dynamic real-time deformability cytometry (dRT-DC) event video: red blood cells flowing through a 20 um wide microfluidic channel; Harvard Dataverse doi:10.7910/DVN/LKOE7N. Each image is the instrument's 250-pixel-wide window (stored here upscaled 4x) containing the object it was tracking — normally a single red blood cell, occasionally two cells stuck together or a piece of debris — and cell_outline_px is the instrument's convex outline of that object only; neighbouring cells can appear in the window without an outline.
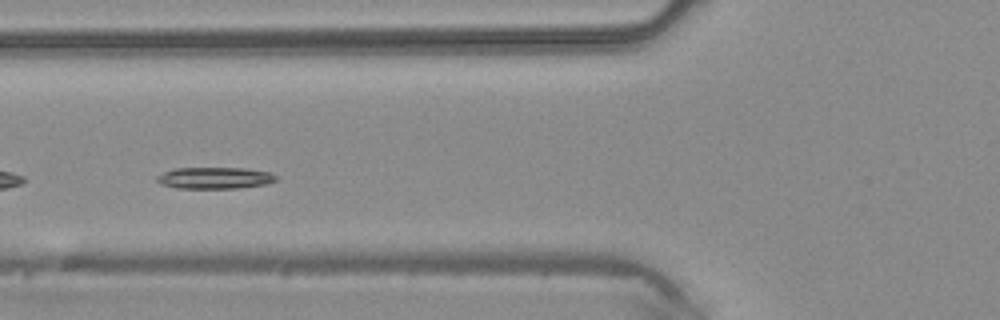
{"species": "common noctule bat (a hibernating species)", "species_latin": "Nyctalus noctula", "temperature_condition": "warm", "stored_images_in_passage": 42, "camera_frame_rate_fps": 3000, "um_per_image_px": 0.085, "animal": {"sex": "male", "body_mass_g": 20.4}, "frame": {"image": 1, "passage_image": 13, "time_ms": 4.0, "image_size_px": [1000, 320], "cell_outline_px": [[276, 180], [264, 184], [236, 188], [176, 188], [160, 184], [156, 180], [156, 176], [172, 168], [244, 168], [272, 172], [276, 176]], "centroid_in_image_um": [18.21, 15.12], "position_along_channel_um": 107.6, "area_um2": 14.97}}
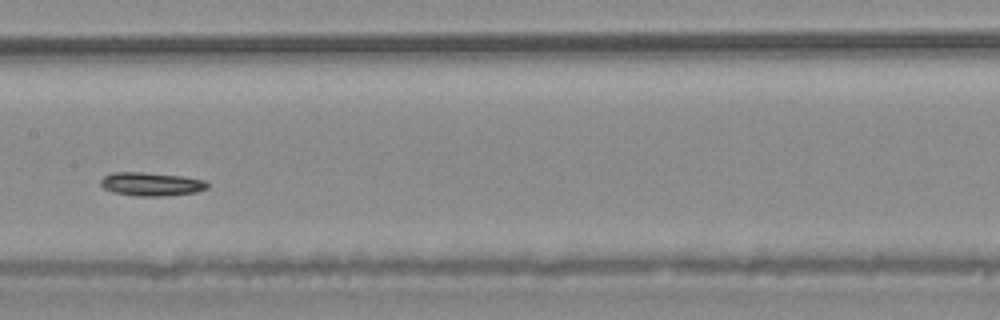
{"frame": {"image": 2, "passage_image": 19, "time_ms": 6.0, "image_size_px": [1000, 320], "cell_outline_px": [[208, 188], [196, 192], [164, 196], [136, 196], [112, 192], [104, 188], [100, 184], [100, 180], [104, 176], [112, 172], [140, 172], [184, 176], [204, 180], [208, 184]], "centroid_in_image_um": [12.84, 15.65], "position_along_channel_um": 194.6, "area_um2": 14.68}}